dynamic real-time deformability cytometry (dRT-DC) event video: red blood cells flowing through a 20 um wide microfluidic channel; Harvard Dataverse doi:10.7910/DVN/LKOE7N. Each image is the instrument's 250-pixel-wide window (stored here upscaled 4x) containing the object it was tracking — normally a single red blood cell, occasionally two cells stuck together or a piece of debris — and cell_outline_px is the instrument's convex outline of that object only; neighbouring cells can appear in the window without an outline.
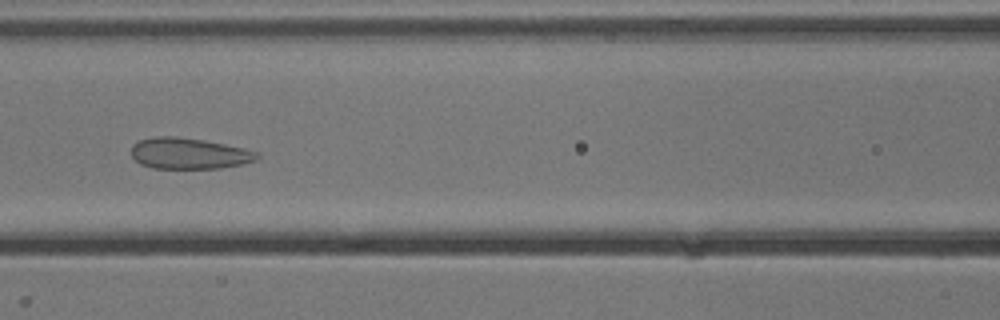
{"species": "common noctule bat (a hibernating species)", "species_latin": "Nyctalus noctula", "temperature_condition": "cold", "stored_images_in_passage": 34, "camera_frame_rate_fps": 3000, "um_per_image_px": 0.085, "animal": {"sex": "male", "body_mass_g": 13.3}, "frame": {"image": 1, "passage_image": 14, "time_ms": 4.333, "image_size_px": [1000, 320], "cell_outline_px": [[260, 156], [256, 160], [240, 164], [220, 168], [152, 168], [140, 164], [132, 156], [132, 144], [140, 140], [156, 136], [176, 136], [204, 140], [244, 148], [260, 152]], "centroid_in_image_um": [16.07, 13.04], "position_along_channel_um": 150.5, "area_um2": 22.77}}
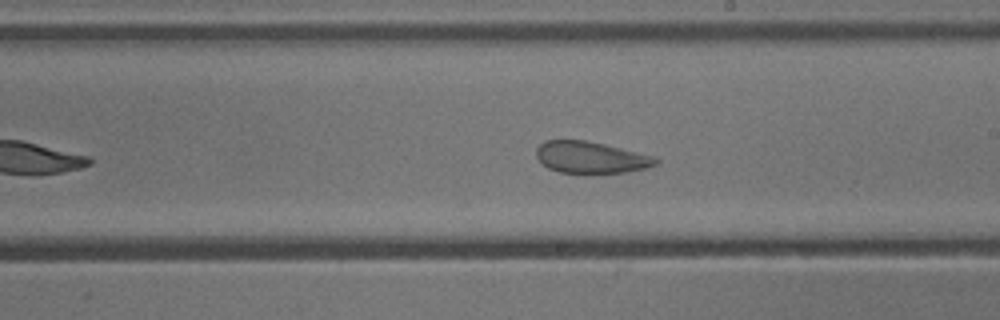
{"frame": {"image": 2, "passage_image": 21, "time_ms": 6.667, "image_size_px": [1000, 320], "cell_outline_px": [[660, 160], [656, 164], [644, 168], [624, 172], [588, 176], [584, 176], [560, 172], [548, 168], [536, 156], [536, 148], [544, 140], [584, 140], [604, 144], [656, 156]], "centroid_in_image_um": [50.22, 13.42], "position_along_channel_um": 238.8, "area_um2": 22.72}}
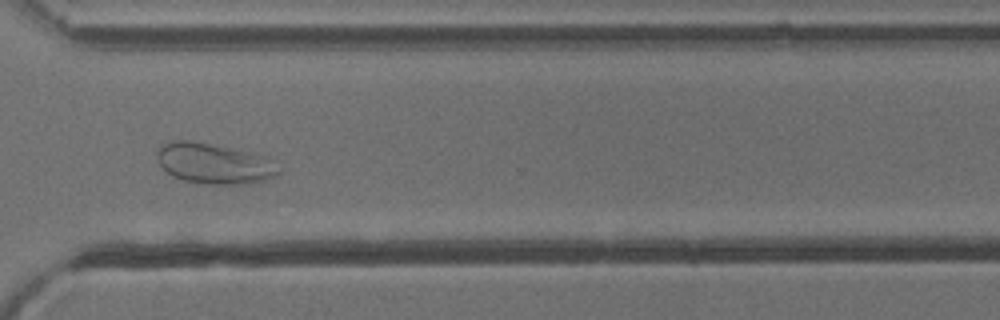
{"frame": {"image": 3, "passage_image": 30, "time_ms": 9.667, "image_size_px": [1000, 320], "cell_outline_px": [[280, 172], [276, 176], [264, 180], [248, 184], [208, 184], [184, 180], [172, 176], [160, 164], [156, 156], [156, 152], [160, 144], [176, 140], [188, 140], [232, 148], [248, 152], [256, 156]], "centroid_in_image_um": [18.04, 13.9], "position_along_channel_um": 352.6, "area_um2": 27.74}}